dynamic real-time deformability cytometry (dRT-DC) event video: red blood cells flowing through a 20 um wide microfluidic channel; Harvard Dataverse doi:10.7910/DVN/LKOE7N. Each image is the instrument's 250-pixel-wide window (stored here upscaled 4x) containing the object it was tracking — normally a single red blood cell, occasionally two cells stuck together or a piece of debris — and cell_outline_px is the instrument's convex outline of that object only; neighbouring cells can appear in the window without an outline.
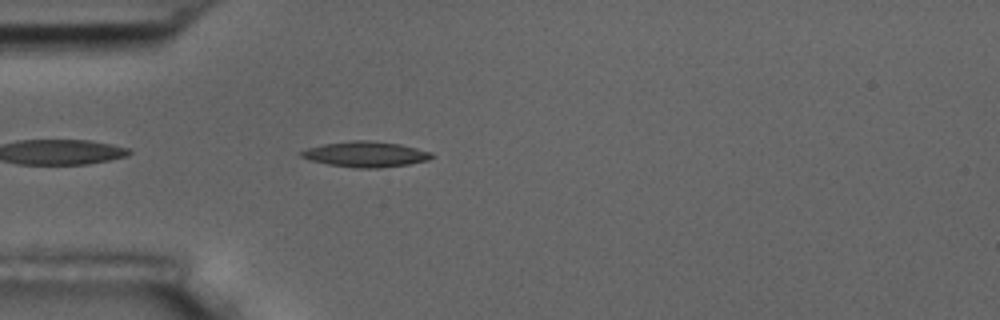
{"species": "common noctule bat (a hibernating species)", "species_latin": "Nyctalus noctula", "temperature_condition": "room temperature", "stored_images_in_passage": 1, "camera_frame_rate_fps": 3000, "um_per_image_px": 0.085, "animal": {"sex": "male", "body_mass_g": 17.5, "forearm_length_mm": 52.3}, "frame": {"image": 1, "passage_image": 1, "time_ms": 0.0, "image_size_px": [1000, 320], "cell_outline_px": [[436, 156], [428, 160], [408, 164], [380, 168], [356, 168], [328, 164], [312, 160], [300, 156], [296, 152], [308, 148], [324, 144], [352, 140], [368, 140], [400, 144], [432, 152]], "centroid_in_image_um": [31.09, 13.11], "position_along_channel_um": 53.9, "area_um2": 19.42}}